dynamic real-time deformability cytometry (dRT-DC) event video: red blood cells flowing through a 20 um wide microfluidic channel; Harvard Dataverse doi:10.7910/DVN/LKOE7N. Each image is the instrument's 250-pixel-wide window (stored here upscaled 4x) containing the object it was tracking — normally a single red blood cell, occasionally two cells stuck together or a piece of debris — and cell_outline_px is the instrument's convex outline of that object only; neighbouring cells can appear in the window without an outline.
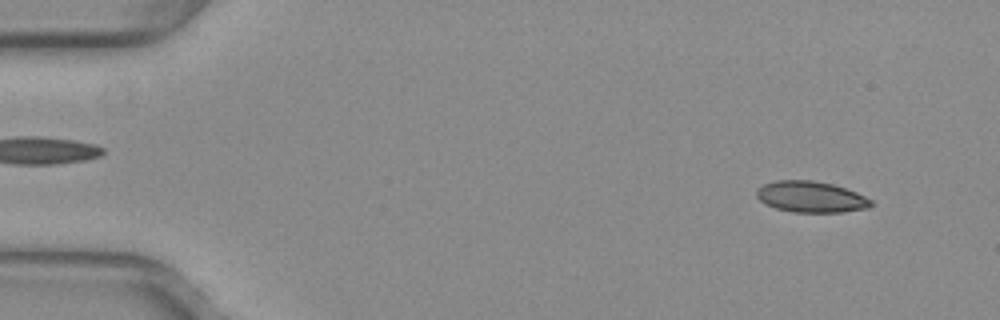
{"species": "common noctule bat (a hibernating species)", "species_latin": "Nyctalus noctula", "temperature_condition": "warm", "stored_images_in_passage": 52, "camera_frame_rate_fps": 3000, "um_per_image_px": 0.085, "animal": {"sex": "female", "body_mass_g": 29.2, "forearm_length_mm": 56.3}, "frame": {"image": 1, "passage_image": 4, "time_ms": 1.0, "image_size_px": [1000, 320], "cell_outline_px": [[872, 204], [868, 208], [840, 212], [792, 212], [776, 208], [764, 204], [756, 196], [756, 188], [764, 184], [776, 180], [812, 180], [832, 184], [856, 192], [872, 200]], "centroid_in_image_um": [68.89, 16.73], "position_along_channel_um": 16.1, "area_um2": 20.75}}
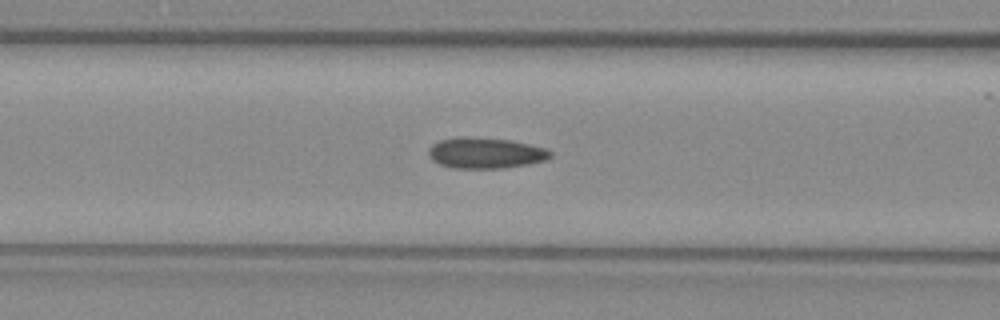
{"frame": {"image": 2, "passage_image": 21, "time_ms": 6.667, "image_size_px": [1000, 320], "cell_outline_px": [[552, 156], [548, 160], [528, 164], [504, 168], [452, 168], [440, 164], [432, 160], [428, 156], [428, 148], [432, 144], [440, 140], [456, 136], [464, 136], [508, 140], [528, 144], [544, 148], [552, 152]], "centroid_in_image_um": [41.23, 13.0], "position_along_channel_um": 125.4, "area_um2": 22.02}}
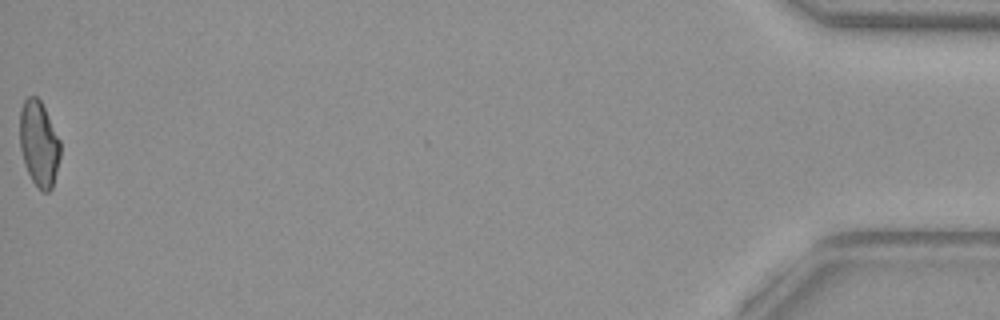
{"frame": {"image": 3, "passage_image": 52, "time_ms": 17.0, "image_size_px": [1000, 320], "cell_outline_px": [[60, 156], [52, 188], [48, 192], [44, 192], [32, 180], [24, 164], [20, 148], [20, 108], [24, 100], [28, 96], [36, 96], [40, 100], [60, 140]], "centroid_in_image_um": [3.3, 12.2], "position_along_channel_um": 431.9, "area_um2": 20.0}, "authors_computed_cell_mechanics": {"area_um2": 21.097, "velocity_mm_per_s": 3.9668, "shape_relaxation_time_tau1_ms": null, "shape_relaxation_time_tau2_ms": 1.6786, "deformation_change_tau1": null, "deformation_change_tau2": 0.0692}}